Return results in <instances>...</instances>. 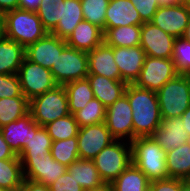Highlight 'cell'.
Returning a JSON list of instances; mask_svg holds the SVG:
<instances>
[{"label": "cell", "mask_w": 190, "mask_h": 191, "mask_svg": "<svg viewBox=\"0 0 190 191\" xmlns=\"http://www.w3.org/2000/svg\"><path fill=\"white\" fill-rule=\"evenodd\" d=\"M73 115L79 127L100 124L105 122L106 107L98 99L93 98Z\"/></svg>", "instance_id": "obj_36"}, {"label": "cell", "mask_w": 190, "mask_h": 191, "mask_svg": "<svg viewBox=\"0 0 190 191\" xmlns=\"http://www.w3.org/2000/svg\"><path fill=\"white\" fill-rule=\"evenodd\" d=\"M80 159L93 160L96 155L116 139L111 135L105 122L80 127L77 135Z\"/></svg>", "instance_id": "obj_12"}, {"label": "cell", "mask_w": 190, "mask_h": 191, "mask_svg": "<svg viewBox=\"0 0 190 191\" xmlns=\"http://www.w3.org/2000/svg\"><path fill=\"white\" fill-rule=\"evenodd\" d=\"M150 184L146 175L131 163L112 183L113 191H142Z\"/></svg>", "instance_id": "obj_30"}, {"label": "cell", "mask_w": 190, "mask_h": 191, "mask_svg": "<svg viewBox=\"0 0 190 191\" xmlns=\"http://www.w3.org/2000/svg\"><path fill=\"white\" fill-rule=\"evenodd\" d=\"M23 171L20 159L0 160V187L18 191L23 184Z\"/></svg>", "instance_id": "obj_32"}, {"label": "cell", "mask_w": 190, "mask_h": 191, "mask_svg": "<svg viewBox=\"0 0 190 191\" xmlns=\"http://www.w3.org/2000/svg\"><path fill=\"white\" fill-rule=\"evenodd\" d=\"M18 191H51L49 186L45 184L24 179L21 188Z\"/></svg>", "instance_id": "obj_43"}, {"label": "cell", "mask_w": 190, "mask_h": 191, "mask_svg": "<svg viewBox=\"0 0 190 191\" xmlns=\"http://www.w3.org/2000/svg\"><path fill=\"white\" fill-rule=\"evenodd\" d=\"M29 113L33 120L40 126H45L58 118L70 114L68 98L64 85L36 96L29 101Z\"/></svg>", "instance_id": "obj_5"}, {"label": "cell", "mask_w": 190, "mask_h": 191, "mask_svg": "<svg viewBox=\"0 0 190 191\" xmlns=\"http://www.w3.org/2000/svg\"><path fill=\"white\" fill-rule=\"evenodd\" d=\"M187 142H188V144L190 145V136H189V138H188Z\"/></svg>", "instance_id": "obj_58"}, {"label": "cell", "mask_w": 190, "mask_h": 191, "mask_svg": "<svg viewBox=\"0 0 190 191\" xmlns=\"http://www.w3.org/2000/svg\"><path fill=\"white\" fill-rule=\"evenodd\" d=\"M190 18L184 3L160 6L150 21L167 34L175 38L182 37Z\"/></svg>", "instance_id": "obj_14"}, {"label": "cell", "mask_w": 190, "mask_h": 191, "mask_svg": "<svg viewBox=\"0 0 190 191\" xmlns=\"http://www.w3.org/2000/svg\"><path fill=\"white\" fill-rule=\"evenodd\" d=\"M82 20L84 18L81 0H64L62 2V19L51 34L66 40Z\"/></svg>", "instance_id": "obj_24"}, {"label": "cell", "mask_w": 190, "mask_h": 191, "mask_svg": "<svg viewBox=\"0 0 190 191\" xmlns=\"http://www.w3.org/2000/svg\"><path fill=\"white\" fill-rule=\"evenodd\" d=\"M52 141L65 140L72 137H77L79 132V125L73 114H69L62 118H58L53 122L44 126Z\"/></svg>", "instance_id": "obj_33"}, {"label": "cell", "mask_w": 190, "mask_h": 191, "mask_svg": "<svg viewBox=\"0 0 190 191\" xmlns=\"http://www.w3.org/2000/svg\"><path fill=\"white\" fill-rule=\"evenodd\" d=\"M67 46L66 40L51 33L25 48L26 58L44 68L51 69L54 62Z\"/></svg>", "instance_id": "obj_15"}, {"label": "cell", "mask_w": 190, "mask_h": 191, "mask_svg": "<svg viewBox=\"0 0 190 191\" xmlns=\"http://www.w3.org/2000/svg\"><path fill=\"white\" fill-rule=\"evenodd\" d=\"M162 118H180L190 106V81L185 74H178L157 92Z\"/></svg>", "instance_id": "obj_4"}, {"label": "cell", "mask_w": 190, "mask_h": 191, "mask_svg": "<svg viewBox=\"0 0 190 191\" xmlns=\"http://www.w3.org/2000/svg\"><path fill=\"white\" fill-rule=\"evenodd\" d=\"M50 153L56 161L68 167L79 159L77 137L53 141Z\"/></svg>", "instance_id": "obj_34"}, {"label": "cell", "mask_w": 190, "mask_h": 191, "mask_svg": "<svg viewBox=\"0 0 190 191\" xmlns=\"http://www.w3.org/2000/svg\"><path fill=\"white\" fill-rule=\"evenodd\" d=\"M144 21L130 0H110L105 17V29L118 26H142Z\"/></svg>", "instance_id": "obj_19"}, {"label": "cell", "mask_w": 190, "mask_h": 191, "mask_svg": "<svg viewBox=\"0 0 190 191\" xmlns=\"http://www.w3.org/2000/svg\"><path fill=\"white\" fill-rule=\"evenodd\" d=\"M87 78L94 97L106 108L125 94V89L128 85L124 81L110 79L101 75L88 74Z\"/></svg>", "instance_id": "obj_22"}, {"label": "cell", "mask_w": 190, "mask_h": 191, "mask_svg": "<svg viewBox=\"0 0 190 191\" xmlns=\"http://www.w3.org/2000/svg\"><path fill=\"white\" fill-rule=\"evenodd\" d=\"M160 6H169V5H179L183 3L184 0H157Z\"/></svg>", "instance_id": "obj_49"}, {"label": "cell", "mask_w": 190, "mask_h": 191, "mask_svg": "<svg viewBox=\"0 0 190 191\" xmlns=\"http://www.w3.org/2000/svg\"><path fill=\"white\" fill-rule=\"evenodd\" d=\"M142 191H153L151 184H149L147 187H145Z\"/></svg>", "instance_id": "obj_54"}, {"label": "cell", "mask_w": 190, "mask_h": 191, "mask_svg": "<svg viewBox=\"0 0 190 191\" xmlns=\"http://www.w3.org/2000/svg\"><path fill=\"white\" fill-rule=\"evenodd\" d=\"M168 176L185 180L190 174V145L188 142L166 153Z\"/></svg>", "instance_id": "obj_27"}, {"label": "cell", "mask_w": 190, "mask_h": 191, "mask_svg": "<svg viewBox=\"0 0 190 191\" xmlns=\"http://www.w3.org/2000/svg\"><path fill=\"white\" fill-rule=\"evenodd\" d=\"M144 22H150L160 7L157 0H130Z\"/></svg>", "instance_id": "obj_40"}, {"label": "cell", "mask_w": 190, "mask_h": 191, "mask_svg": "<svg viewBox=\"0 0 190 191\" xmlns=\"http://www.w3.org/2000/svg\"><path fill=\"white\" fill-rule=\"evenodd\" d=\"M152 138L163 150L169 152L185 144L189 138L181 118H162Z\"/></svg>", "instance_id": "obj_17"}, {"label": "cell", "mask_w": 190, "mask_h": 191, "mask_svg": "<svg viewBox=\"0 0 190 191\" xmlns=\"http://www.w3.org/2000/svg\"><path fill=\"white\" fill-rule=\"evenodd\" d=\"M142 26H118L105 29L104 42L111 47H133L140 45Z\"/></svg>", "instance_id": "obj_28"}, {"label": "cell", "mask_w": 190, "mask_h": 191, "mask_svg": "<svg viewBox=\"0 0 190 191\" xmlns=\"http://www.w3.org/2000/svg\"><path fill=\"white\" fill-rule=\"evenodd\" d=\"M52 142V138L49 136L47 129L44 126L35 124L31 128V138L29 139V143L25 145L18 157H46V155L50 153Z\"/></svg>", "instance_id": "obj_26"}, {"label": "cell", "mask_w": 190, "mask_h": 191, "mask_svg": "<svg viewBox=\"0 0 190 191\" xmlns=\"http://www.w3.org/2000/svg\"><path fill=\"white\" fill-rule=\"evenodd\" d=\"M87 55L89 74L123 81L114 59L113 47L103 42L92 51H88Z\"/></svg>", "instance_id": "obj_18"}, {"label": "cell", "mask_w": 190, "mask_h": 191, "mask_svg": "<svg viewBox=\"0 0 190 191\" xmlns=\"http://www.w3.org/2000/svg\"><path fill=\"white\" fill-rule=\"evenodd\" d=\"M0 191H10V190H7V189H4V188L0 187Z\"/></svg>", "instance_id": "obj_57"}, {"label": "cell", "mask_w": 190, "mask_h": 191, "mask_svg": "<svg viewBox=\"0 0 190 191\" xmlns=\"http://www.w3.org/2000/svg\"><path fill=\"white\" fill-rule=\"evenodd\" d=\"M19 159L24 179L36 181L46 186H50L67 171V167L56 161L51 153L46 157Z\"/></svg>", "instance_id": "obj_11"}, {"label": "cell", "mask_w": 190, "mask_h": 191, "mask_svg": "<svg viewBox=\"0 0 190 191\" xmlns=\"http://www.w3.org/2000/svg\"><path fill=\"white\" fill-rule=\"evenodd\" d=\"M132 163L151 181L168 178L166 151L152 138L138 137L131 142Z\"/></svg>", "instance_id": "obj_2"}, {"label": "cell", "mask_w": 190, "mask_h": 191, "mask_svg": "<svg viewBox=\"0 0 190 191\" xmlns=\"http://www.w3.org/2000/svg\"><path fill=\"white\" fill-rule=\"evenodd\" d=\"M184 181L190 185V174L188 175V177Z\"/></svg>", "instance_id": "obj_55"}, {"label": "cell", "mask_w": 190, "mask_h": 191, "mask_svg": "<svg viewBox=\"0 0 190 191\" xmlns=\"http://www.w3.org/2000/svg\"><path fill=\"white\" fill-rule=\"evenodd\" d=\"M180 191H190V185L181 179H180Z\"/></svg>", "instance_id": "obj_51"}, {"label": "cell", "mask_w": 190, "mask_h": 191, "mask_svg": "<svg viewBox=\"0 0 190 191\" xmlns=\"http://www.w3.org/2000/svg\"><path fill=\"white\" fill-rule=\"evenodd\" d=\"M4 36V16L0 13V38Z\"/></svg>", "instance_id": "obj_52"}, {"label": "cell", "mask_w": 190, "mask_h": 191, "mask_svg": "<svg viewBox=\"0 0 190 191\" xmlns=\"http://www.w3.org/2000/svg\"><path fill=\"white\" fill-rule=\"evenodd\" d=\"M29 113V100L26 97L0 99V128Z\"/></svg>", "instance_id": "obj_31"}, {"label": "cell", "mask_w": 190, "mask_h": 191, "mask_svg": "<svg viewBox=\"0 0 190 191\" xmlns=\"http://www.w3.org/2000/svg\"><path fill=\"white\" fill-rule=\"evenodd\" d=\"M18 4L19 0H0V13L4 15L6 12L15 10Z\"/></svg>", "instance_id": "obj_46"}, {"label": "cell", "mask_w": 190, "mask_h": 191, "mask_svg": "<svg viewBox=\"0 0 190 191\" xmlns=\"http://www.w3.org/2000/svg\"><path fill=\"white\" fill-rule=\"evenodd\" d=\"M105 124L116 140L133 141L132 109L126 94L106 108Z\"/></svg>", "instance_id": "obj_10"}, {"label": "cell", "mask_w": 190, "mask_h": 191, "mask_svg": "<svg viewBox=\"0 0 190 191\" xmlns=\"http://www.w3.org/2000/svg\"><path fill=\"white\" fill-rule=\"evenodd\" d=\"M175 39L151 22L142 25L140 46L146 56L171 59Z\"/></svg>", "instance_id": "obj_13"}, {"label": "cell", "mask_w": 190, "mask_h": 191, "mask_svg": "<svg viewBox=\"0 0 190 191\" xmlns=\"http://www.w3.org/2000/svg\"><path fill=\"white\" fill-rule=\"evenodd\" d=\"M42 0H19L18 8L36 12Z\"/></svg>", "instance_id": "obj_45"}, {"label": "cell", "mask_w": 190, "mask_h": 191, "mask_svg": "<svg viewBox=\"0 0 190 191\" xmlns=\"http://www.w3.org/2000/svg\"><path fill=\"white\" fill-rule=\"evenodd\" d=\"M3 16L4 36L25 48L48 33L36 12L16 8Z\"/></svg>", "instance_id": "obj_3"}, {"label": "cell", "mask_w": 190, "mask_h": 191, "mask_svg": "<svg viewBox=\"0 0 190 191\" xmlns=\"http://www.w3.org/2000/svg\"><path fill=\"white\" fill-rule=\"evenodd\" d=\"M182 37L186 39L188 42H190V18Z\"/></svg>", "instance_id": "obj_50"}, {"label": "cell", "mask_w": 190, "mask_h": 191, "mask_svg": "<svg viewBox=\"0 0 190 191\" xmlns=\"http://www.w3.org/2000/svg\"><path fill=\"white\" fill-rule=\"evenodd\" d=\"M178 74L172 59L146 56L139 78L134 84L139 88L157 92Z\"/></svg>", "instance_id": "obj_9"}, {"label": "cell", "mask_w": 190, "mask_h": 191, "mask_svg": "<svg viewBox=\"0 0 190 191\" xmlns=\"http://www.w3.org/2000/svg\"><path fill=\"white\" fill-rule=\"evenodd\" d=\"M110 0H81L84 20L105 31L106 10Z\"/></svg>", "instance_id": "obj_37"}, {"label": "cell", "mask_w": 190, "mask_h": 191, "mask_svg": "<svg viewBox=\"0 0 190 191\" xmlns=\"http://www.w3.org/2000/svg\"><path fill=\"white\" fill-rule=\"evenodd\" d=\"M183 3L186 6L187 11L190 13V0H184Z\"/></svg>", "instance_id": "obj_53"}, {"label": "cell", "mask_w": 190, "mask_h": 191, "mask_svg": "<svg viewBox=\"0 0 190 191\" xmlns=\"http://www.w3.org/2000/svg\"><path fill=\"white\" fill-rule=\"evenodd\" d=\"M125 94L132 109L133 140L152 136L162 120L156 92L128 84Z\"/></svg>", "instance_id": "obj_1"}, {"label": "cell", "mask_w": 190, "mask_h": 191, "mask_svg": "<svg viewBox=\"0 0 190 191\" xmlns=\"http://www.w3.org/2000/svg\"><path fill=\"white\" fill-rule=\"evenodd\" d=\"M171 59L176 71L179 74H186L190 70V42L183 37L176 38Z\"/></svg>", "instance_id": "obj_38"}, {"label": "cell", "mask_w": 190, "mask_h": 191, "mask_svg": "<svg viewBox=\"0 0 190 191\" xmlns=\"http://www.w3.org/2000/svg\"><path fill=\"white\" fill-rule=\"evenodd\" d=\"M103 42V30L86 20H82L66 39L67 46L85 52L92 51Z\"/></svg>", "instance_id": "obj_21"}, {"label": "cell", "mask_w": 190, "mask_h": 191, "mask_svg": "<svg viewBox=\"0 0 190 191\" xmlns=\"http://www.w3.org/2000/svg\"><path fill=\"white\" fill-rule=\"evenodd\" d=\"M84 191H113L110 183H104L96 188L86 189Z\"/></svg>", "instance_id": "obj_48"}, {"label": "cell", "mask_w": 190, "mask_h": 191, "mask_svg": "<svg viewBox=\"0 0 190 191\" xmlns=\"http://www.w3.org/2000/svg\"><path fill=\"white\" fill-rule=\"evenodd\" d=\"M36 124L32 115L28 113L24 117L17 119L0 128L4 140L11 150L18 156L31 138V128Z\"/></svg>", "instance_id": "obj_20"}, {"label": "cell", "mask_w": 190, "mask_h": 191, "mask_svg": "<svg viewBox=\"0 0 190 191\" xmlns=\"http://www.w3.org/2000/svg\"><path fill=\"white\" fill-rule=\"evenodd\" d=\"M67 171L84 190L104 184L93 160L79 158L67 167Z\"/></svg>", "instance_id": "obj_25"}, {"label": "cell", "mask_w": 190, "mask_h": 191, "mask_svg": "<svg viewBox=\"0 0 190 191\" xmlns=\"http://www.w3.org/2000/svg\"><path fill=\"white\" fill-rule=\"evenodd\" d=\"M64 87L71 114L81 110L90 100L95 98L88 78L69 82Z\"/></svg>", "instance_id": "obj_29"}, {"label": "cell", "mask_w": 190, "mask_h": 191, "mask_svg": "<svg viewBox=\"0 0 190 191\" xmlns=\"http://www.w3.org/2000/svg\"><path fill=\"white\" fill-rule=\"evenodd\" d=\"M124 141H113L93 159L104 183L111 184L132 163L131 142Z\"/></svg>", "instance_id": "obj_6"}, {"label": "cell", "mask_w": 190, "mask_h": 191, "mask_svg": "<svg viewBox=\"0 0 190 191\" xmlns=\"http://www.w3.org/2000/svg\"><path fill=\"white\" fill-rule=\"evenodd\" d=\"M58 85L87 78L89 74L87 52L66 46L58 54L50 69Z\"/></svg>", "instance_id": "obj_7"}, {"label": "cell", "mask_w": 190, "mask_h": 191, "mask_svg": "<svg viewBox=\"0 0 190 191\" xmlns=\"http://www.w3.org/2000/svg\"><path fill=\"white\" fill-rule=\"evenodd\" d=\"M25 97L22 94L18 74H0V99Z\"/></svg>", "instance_id": "obj_39"}, {"label": "cell", "mask_w": 190, "mask_h": 191, "mask_svg": "<svg viewBox=\"0 0 190 191\" xmlns=\"http://www.w3.org/2000/svg\"><path fill=\"white\" fill-rule=\"evenodd\" d=\"M153 191H180V179L166 178L150 182Z\"/></svg>", "instance_id": "obj_42"}, {"label": "cell", "mask_w": 190, "mask_h": 191, "mask_svg": "<svg viewBox=\"0 0 190 191\" xmlns=\"http://www.w3.org/2000/svg\"><path fill=\"white\" fill-rule=\"evenodd\" d=\"M190 81V70L185 74Z\"/></svg>", "instance_id": "obj_56"}, {"label": "cell", "mask_w": 190, "mask_h": 191, "mask_svg": "<svg viewBox=\"0 0 190 191\" xmlns=\"http://www.w3.org/2000/svg\"><path fill=\"white\" fill-rule=\"evenodd\" d=\"M62 2L64 0H42L36 11L44 29L48 33H51L62 19Z\"/></svg>", "instance_id": "obj_35"}, {"label": "cell", "mask_w": 190, "mask_h": 191, "mask_svg": "<svg viewBox=\"0 0 190 191\" xmlns=\"http://www.w3.org/2000/svg\"><path fill=\"white\" fill-rule=\"evenodd\" d=\"M25 57L24 46L5 36L0 38V74H18Z\"/></svg>", "instance_id": "obj_23"}, {"label": "cell", "mask_w": 190, "mask_h": 191, "mask_svg": "<svg viewBox=\"0 0 190 191\" xmlns=\"http://www.w3.org/2000/svg\"><path fill=\"white\" fill-rule=\"evenodd\" d=\"M7 159H19V157L16 156L15 153L11 150L0 131V160Z\"/></svg>", "instance_id": "obj_44"}, {"label": "cell", "mask_w": 190, "mask_h": 191, "mask_svg": "<svg viewBox=\"0 0 190 191\" xmlns=\"http://www.w3.org/2000/svg\"><path fill=\"white\" fill-rule=\"evenodd\" d=\"M49 187L51 191H84L68 171H66L64 175L60 176Z\"/></svg>", "instance_id": "obj_41"}, {"label": "cell", "mask_w": 190, "mask_h": 191, "mask_svg": "<svg viewBox=\"0 0 190 191\" xmlns=\"http://www.w3.org/2000/svg\"><path fill=\"white\" fill-rule=\"evenodd\" d=\"M183 125H184V129L186 130V132L188 133V135L190 136V106L188 107V109L182 114V116L180 117Z\"/></svg>", "instance_id": "obj_47"}, {"label": "cell", "mask_w": 190, "mask_h": 191, "mask_svg": "<svg viewBox=\"0 0 190 191\" xmlns=\"http://www.w3.org/2000/svg\"><path fill=\"white\" fill-rule=\"evenodd\" d=\"M18 76L22 94L29 101L58 85L50 69L28 60L26 57L19 68Z\"/></svg>", "instance_id": "obj_8"}, {"label": "cell", "mask_w": 190, "mask_h": 191, "mask_svg": "<svg viewBox=\"0 0 190 191\" xmlns=\"http://www.w3.org/2000/svg\"><path fill=\"white\" fill-rule=\"evenodd\" d=\"M115 62L121 78L127 84H134L139 78L146 53L140 45L133 47H113Z\"/></svg>", "instance_id": "obj_16"}]
</instances>
